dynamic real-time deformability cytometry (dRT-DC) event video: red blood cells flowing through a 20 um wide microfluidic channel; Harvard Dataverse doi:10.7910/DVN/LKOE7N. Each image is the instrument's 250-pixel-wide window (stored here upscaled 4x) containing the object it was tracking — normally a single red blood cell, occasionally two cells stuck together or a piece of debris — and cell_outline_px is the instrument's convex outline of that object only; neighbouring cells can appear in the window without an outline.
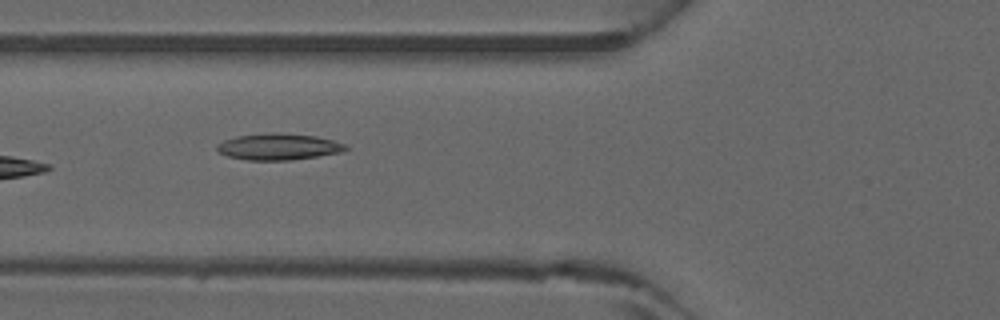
{"species": "common noctule bat (a hibernating species)", "species_latin": "Nyctalus noctula", "temperature_condition": "warm", "stored_images_in_passage": 7, "camera_frame_rate_fps": 3000, "um_per_image_px": 0.085, "animal": {"sex": "male", "forearm_length_mm": 52.5}, "frame": {"image": 1, "passage_image": 6, "time_ms": 1.667, "image_size_px": [1000, 320], "cell_outline_px": [[348, 148], [340, 152], [292, 160], [248, 160], [228, 156], [220, 152], [216, 148], [216, 144], [224, 140], [236, 136], [272, 132], [280, 132], [316, 136], [348, 144]], "centroid_in_image_um": [23.67, 12.46], "position_along_channel_um": 102.1, "area_um2": 19.83}}
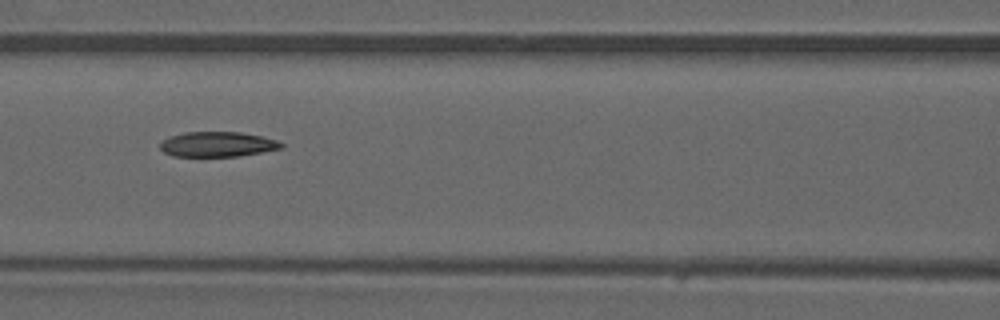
{"frame": {"image": 2, "passage_image": 7, "time_ms": 2.0, "image_size_px": [1000, 320], "cell_outline_px": [[284, 148], [240, 156], [172, 156], [164, 152], [160, 148], [160, 144], [164, 140], [172, 136], [184, 132], [240, 132], [264, 136], [276, 140], [284, 144]], "centroid_in_image_um": [18.53, 12.26], "position_along_channel_um": 148.1, "area_um2": 17.69}}